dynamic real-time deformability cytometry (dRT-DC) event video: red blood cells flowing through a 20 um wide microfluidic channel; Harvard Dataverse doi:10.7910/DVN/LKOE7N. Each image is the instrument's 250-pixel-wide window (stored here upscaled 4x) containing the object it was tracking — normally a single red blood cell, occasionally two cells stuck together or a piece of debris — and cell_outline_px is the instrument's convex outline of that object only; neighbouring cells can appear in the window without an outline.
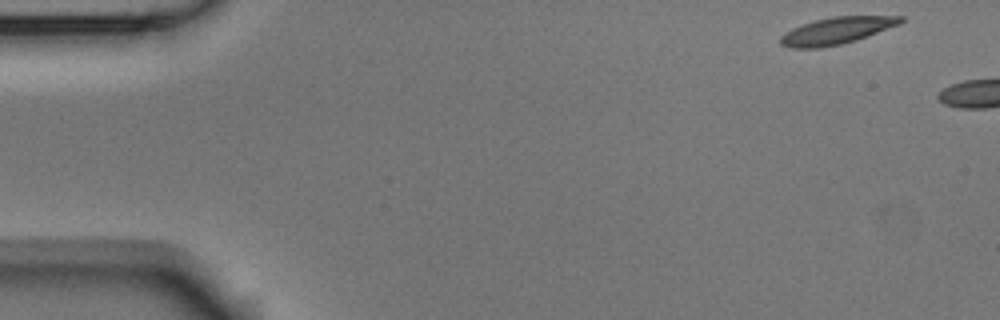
{"species": "Egyptian fruit bat (a non-hibernating species)", "species_latin": "Rousettus aegyptiacus", "temperature_condition": "room temperature", "stored_images_in_passage": 2, "camera_frame_rate_fps": 3000, "um_per_image_px": 0.085, "animal": {"sex": "male"}, "frame": {"image": 1, "passage_image": 1, "time_ms": 0.0, "image_size_px": [1000, 320], "cell_outline_px": [[904, 20], [900, 24], [856, 40], [840, 44], [820, 48], [792, 48], [780, 44], [780, 36], [784, 32], [792, 28], [816, 20], [832, 16], [904, 16]], "centroid_in_image_um": [71.1, 2.61], "position_along_channel_um": 13.9, "area_um2": 18.73}}